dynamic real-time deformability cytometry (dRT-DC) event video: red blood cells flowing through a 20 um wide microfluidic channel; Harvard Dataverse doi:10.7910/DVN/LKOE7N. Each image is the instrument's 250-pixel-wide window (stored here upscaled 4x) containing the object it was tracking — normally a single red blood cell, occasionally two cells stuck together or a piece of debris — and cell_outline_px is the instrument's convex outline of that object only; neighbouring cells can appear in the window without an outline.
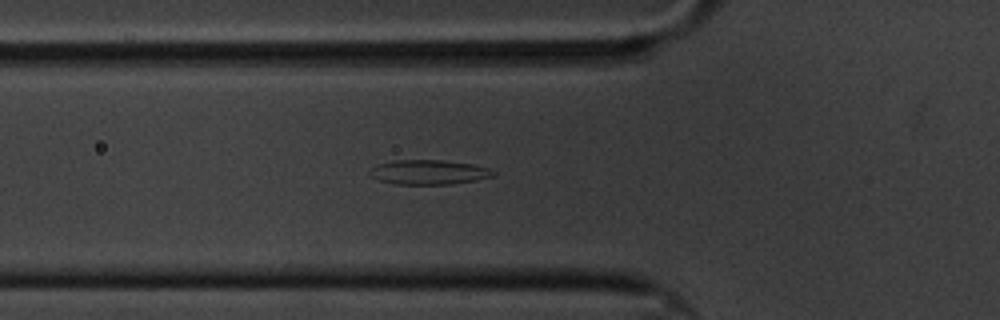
{"species": "common noctule bat (a hibernating species)", "species_latin": "Nyctalus noctula", "temperature_condition": "cold", "stored_images_in_passage": 43, "camera_frame_rate_fps": 3000, "um_per_image_px": 0.085, "animal": {"sex": "male", "body_mass_g": 20.1, "forearm_length_mm": 53.5}, "frame": {"image": 1, "passage_image": 4, "time_ms": 1.0, "image_size_px": [1000, 320], "cell_outline_px": [[496, 176], [476, 180], [452, 184], [396, 184], [380, 180], [368, 176], [368, 168], [376, 164], [392, 160], [444, 160], [472, 164], [488, 168], [496, 172]], "centroid_in_image_um": [36.4, 14.63], "position_along_channel_um": 89.4, "area_um2": 17.98}}
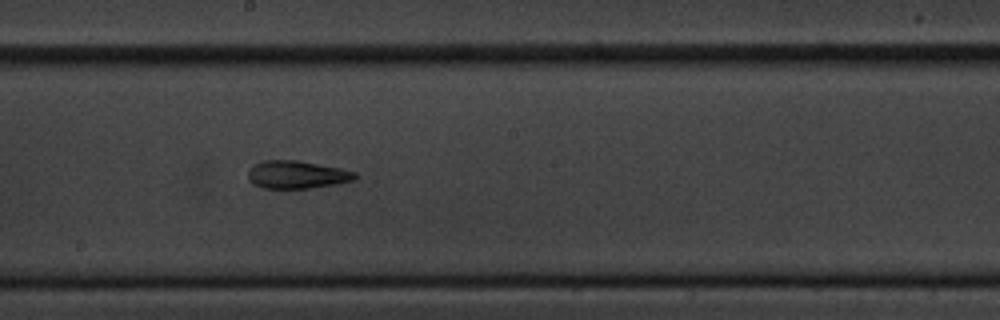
{"frame": {"image": 2, "passage_image": 16, "time_ms": 5.0, "image_size_px": [1000, 320], "cell_outline_px": [[356, 176], [352, 180], [336, 184], [308, 188], [264, 188], [252, 184], [248, 180], [248, 172], [252, 164], [264, 160], [300, 160], [340, 168], [356, 172]], "centroid_in_image_um": [25.18, 14.83], "position_along_channel_um": 223.0, "area_um2": 17.4}}
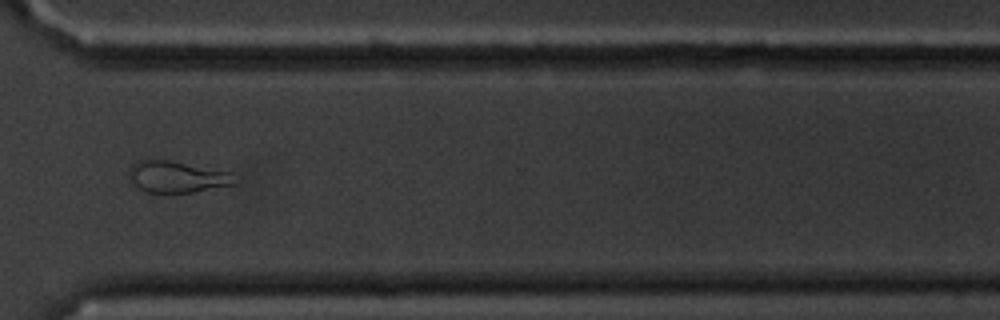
{"frame": {"image": 3, "passage_image": 28, "time_ms": 9.0, "image_size_px": [1000, 320], "cell_outline_px": [[240, 180], [236, 184], [192, 192], [148, 192], [140, 188], [132, 180], [128, 172], [132, 164], [140, 160], [152, 156], [228, 172]], "centroid_in_image_um": [15.04, 14.99], "position_along_channel_um": 355.6, "area_um2": 19.54}, "authors_computed_cell_mechanics": {"area_um2": 17.7446, "velocity_mm_per_s": 3.3211, "shape_relaxation_time_tau1_ms": 10.3788, "shape_relaxation_time_tau2_ms": 3.3485, "deformation_change_tau1": 0.1979, "deformation_change_tau2": 0.1261}}